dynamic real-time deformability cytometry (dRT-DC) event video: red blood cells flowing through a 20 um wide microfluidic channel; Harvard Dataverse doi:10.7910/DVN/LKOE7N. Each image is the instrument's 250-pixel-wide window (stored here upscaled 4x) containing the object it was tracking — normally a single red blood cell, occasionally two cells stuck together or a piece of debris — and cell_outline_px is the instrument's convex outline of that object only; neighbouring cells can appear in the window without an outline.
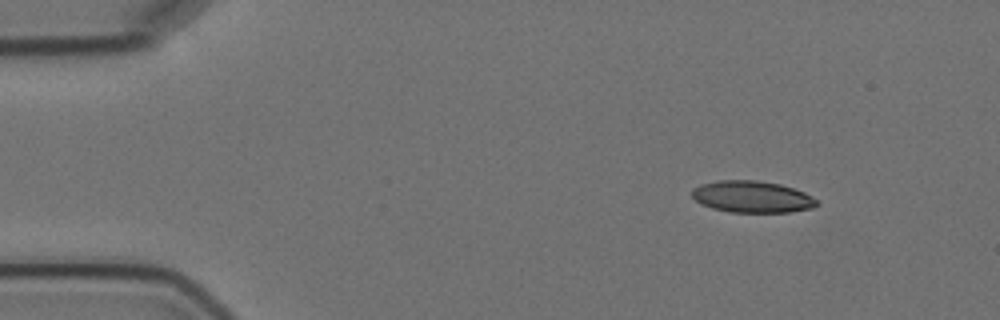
{"species": "Egyptian fruit bat (a non-hibernating species)", "species_latin": "Rousettus aegyptiacus", "temperature_condition": "cold", "stored_images_in_passage": 8, "camera_frame_rate_fps": 3000, "um_per_image_px": 0.085, "animal": {"sex": "female"}, "frame": {"image": 1, "passage_image": 1, "time_ms": 0.0, "image_size_px": [1000, 320], "cell_outline_px": [[820, 204], [812, 208], [792, 212], [728, 212], [712, 208], [700, 204], [692, 196], [692, 188], [700, 184], [716, 180], [756, 180], [780, 184], [804, 192], [816, 200]], "centroid_in_image_um": [63.9, 16.72], "position_along_channel_um": 21.1, "area_um2": 23.18}}
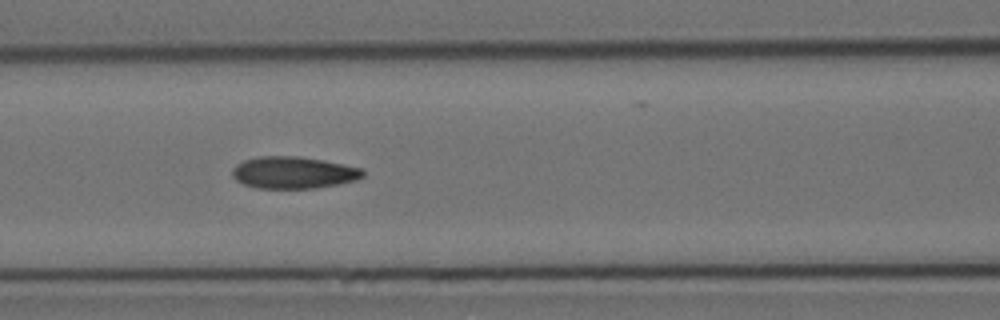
{"frame": {"image": 2, "passage_image": 5, "time_ms": 5.667, "image_size_px": [1000, 320], "cell_outline_px": [[364, 176], [356, 180], [340, 184], [316, 188], [256, 188], [244, 184], [236, 180], [232, 176], [232, 168], [236, 164], [244, 160], [260, 156], [300, 156], [324, 160], [344, 164], [360, 168], [364, 172]], "centroid_in_image_um": [24.94, 14.67], "position_along_channel_um": 141.7, "area_um2": 24.45}}
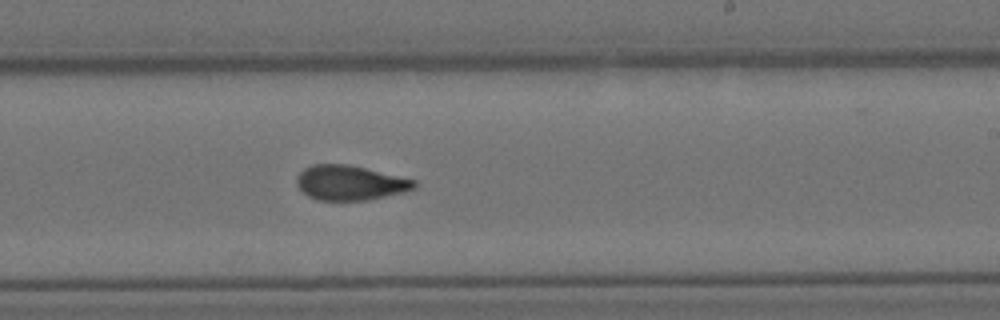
{"frame": {"image": 3, "passage_image": 8, "time_ms": 9.0, "image_size_px": [1000, 320], "cell_outline_px": [[416, 188], [404, 192], [364, 200], [316, 200], [308, 196], [296, 184], [296, 176], [304, 168], [312, 164], [348, 164], [416, 180]], "centroid_in_image_um": [29.73, 15.53], "position_along_channel_um": 259.3, "area_um2": 23.7}}